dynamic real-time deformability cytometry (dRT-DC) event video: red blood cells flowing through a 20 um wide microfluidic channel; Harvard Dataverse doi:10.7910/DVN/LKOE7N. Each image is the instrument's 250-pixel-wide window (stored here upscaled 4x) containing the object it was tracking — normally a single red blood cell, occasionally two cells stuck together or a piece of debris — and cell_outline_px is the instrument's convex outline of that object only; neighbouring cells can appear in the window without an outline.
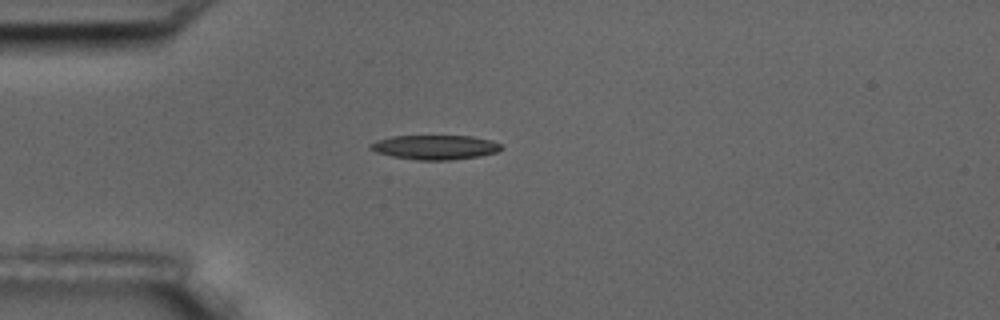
{"species": "common noctule bat (a hibernating species)", "species_latin": "Nyctalus noctula", "temperature_condition": "room temperature", "stored_images_in_passage": 41, "camera_frame_rate_fps": 3000, "um_per_image_px": 0.085, "animal": {"sex": "male", "body_mass_g": 17.5, "forearm_length_mm": 52.3}, "frame": {"image": 1, "passage_image": 1, "time_ms": 0.0, "image_size_px": [1000, 320], "cell_outline_px": [[504, 148], [496, 152], [480, 156], [452, 160], [416, 160], [392, 156], [376, 152], [368, 148], [368, 144], [376, 140], [392, 136], [472, 136], [492, 140], [500, 144]], "centroid_in_image_um": [36.97, 12.51], "position_along_channel_um": 48.0, "area_um2": 18.79}}
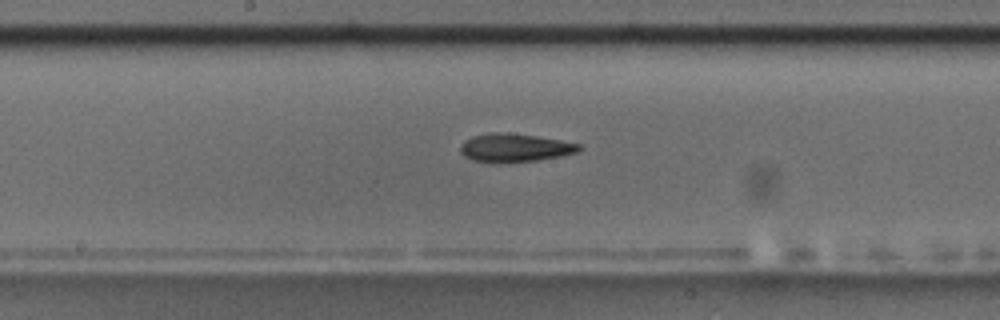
{"frame": {"image": 2, "passage_image": 15, "time_ms": 4.667, "image_size_px": [1000, 320], "cell_outline_px": [[580, 148], [576, 152], [560, 156], [536, 160], [496, 164], [492, 164], [476, 160], [464, 156], [460, 152], [460, 144], [464, 140], [472, 136], [488, 132], [500, 132], [536, 136], [560, 140], [580, 144]], "centroid_in_image_um": [43.68, 12.56], "position_along_channel_um": 204.5, "area_um2": 19.65}}
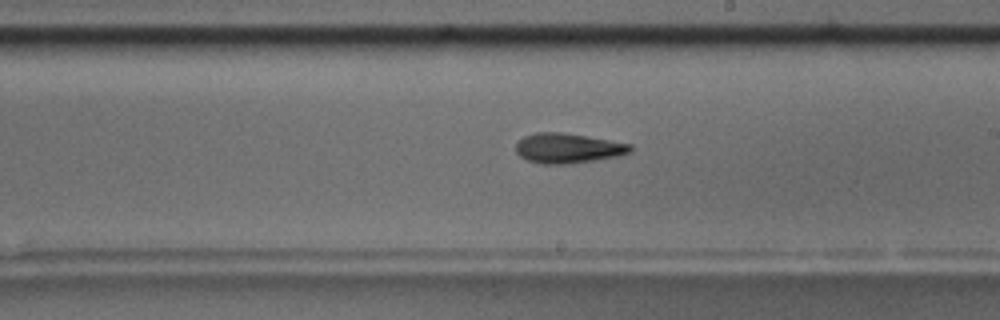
{"frame": {"image": 3, "passage_image": 18, "time_ms": 5.667, "image_size_px": [1000, 320], "cell_outline_px": [[632, 152], [616, 156], [568, 164], [540, 164], [528, 160], [520, 156], [516, 152], [516, 144], [524, 136], [536, 132], [560, 132], [632, 144]], "centroid_in_image_um": [48.25, 12.6], "position_along_channel_um": 240.8, "area_um2": 19.71}, "authors_computed_cell_mechanics": {"area_um2": 19.2474, "velocity_mm_per_s": 3.6476, "shape_relaxation_time_tau1_ms": 6.1444, "shape_relaxation_time_tau2_ms": 6.1194, "deformation_change_tau1": 0.1759, "deformation_change_tau2": 0.1762}}